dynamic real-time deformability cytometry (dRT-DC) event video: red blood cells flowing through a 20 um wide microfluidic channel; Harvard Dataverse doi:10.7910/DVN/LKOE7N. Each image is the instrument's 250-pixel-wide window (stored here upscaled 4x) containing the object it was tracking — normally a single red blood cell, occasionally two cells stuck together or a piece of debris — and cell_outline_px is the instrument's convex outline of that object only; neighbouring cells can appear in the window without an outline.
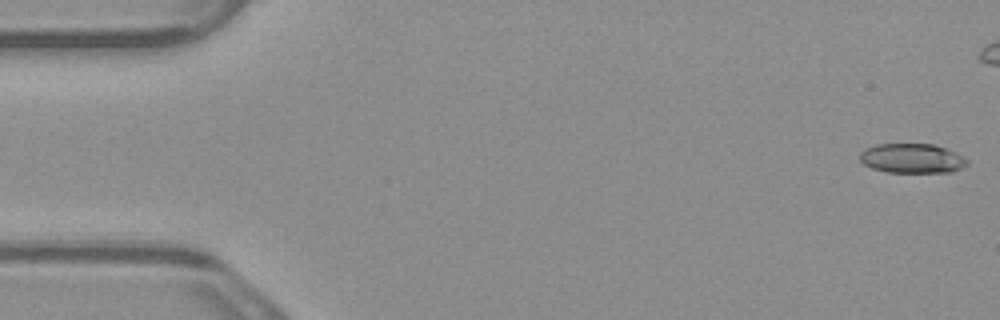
{"species": "common noctule bat (a hibernating species)", "species_latin": "Nyctalus noctula", "temperature_condition": "warm", "stored_images_in_passage": 3, "camera_frame_rate_fps": 3000, "um_per_image_px": 0.085, "animal": {"sex": "male", "body_mass_g": 23.1, "forearm_length_mm": 52.7}, "frame": {"image": 1, "passage_image": 1, "time_ms": 0.0, "image_size_px": [1000, 320], "cell_outline_px": [[968, 164], [952, 172], [888, 172], [872, 168], [864, 164], [860, 160], [860, 152], [864, 148], [876, 144], [932, 144], [956, 152], [964, 156], [968, 160]], "centroid_in_image_um": [77.52, 13.45], "position_along_channel_um": 7.5, "area_um2": 18.5}}
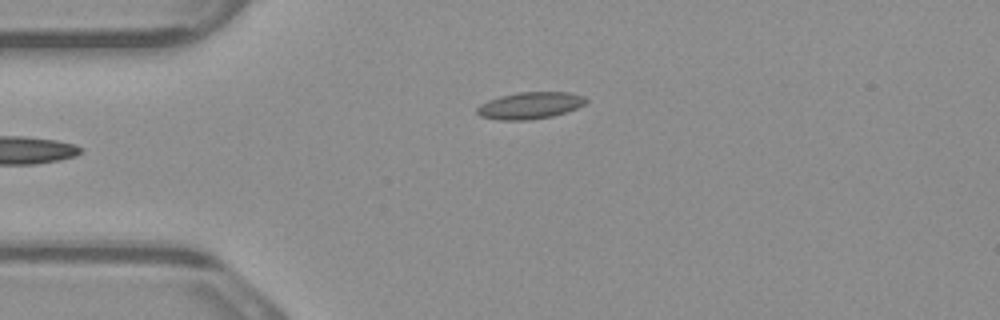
{"frame": {"image": 2, "passage_image": 3, "time_ms": 0.667, "image_size_px": [1000, 320], "cell_outline_px": [[588, 100], [584, 104], [576, 108], [552, 116], [528, 120], [500, 120], [480, 116], [476, 112], [476, 108], [480, 104], [488, 100], [500, 96], [520, 92], [568, 92], [584, 96]], "centroid_in_image_um": [45.02, 8.96], "position_along_channel_um": 40.0, "area_um2": 16.94}}